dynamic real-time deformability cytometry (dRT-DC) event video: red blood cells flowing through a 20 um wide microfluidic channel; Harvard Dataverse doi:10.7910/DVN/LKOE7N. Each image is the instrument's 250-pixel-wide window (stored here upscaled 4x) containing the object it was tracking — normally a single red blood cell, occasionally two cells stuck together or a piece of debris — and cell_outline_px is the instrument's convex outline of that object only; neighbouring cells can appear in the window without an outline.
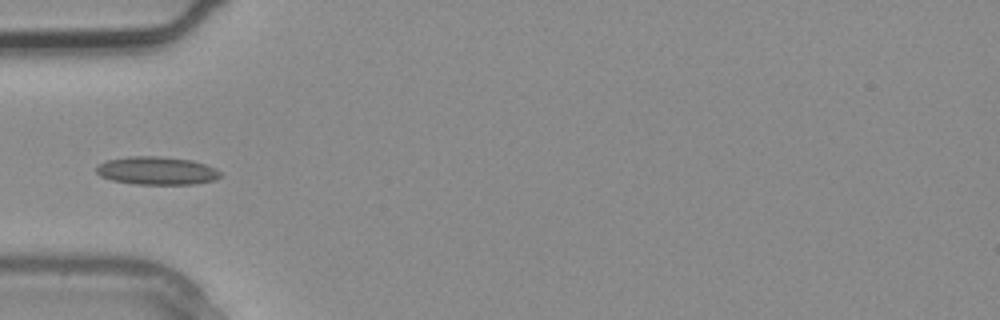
{"species": "common noctule bat (a hibernating species)", "species_latin": "Nyctalus noctula", "temperature_condition": "warm", "stored_images_in_passage": 2, "camera_frame_rate_fps": 3000, "um_per_image_px": 0.085, "animal": {"sex": "male", "body_mass_g": 20.4}, "frame": {"image": 1, "passage_image": 2, "time_ms": 0.333, "image_size_px": [1000, 320], "cell_outline_px": [[224, 176], [216, 180], [192, 184], [136, 184], [112, 180], [100, 176], [96, 172], [96, 168], [104, 160], [128, 156], [160, 156], [192, 160], [216, 168]], "centroid_in_image_um": [13.34, 14.5], "position_along_channel_um": 71.7, "area_um2": 20.46}}